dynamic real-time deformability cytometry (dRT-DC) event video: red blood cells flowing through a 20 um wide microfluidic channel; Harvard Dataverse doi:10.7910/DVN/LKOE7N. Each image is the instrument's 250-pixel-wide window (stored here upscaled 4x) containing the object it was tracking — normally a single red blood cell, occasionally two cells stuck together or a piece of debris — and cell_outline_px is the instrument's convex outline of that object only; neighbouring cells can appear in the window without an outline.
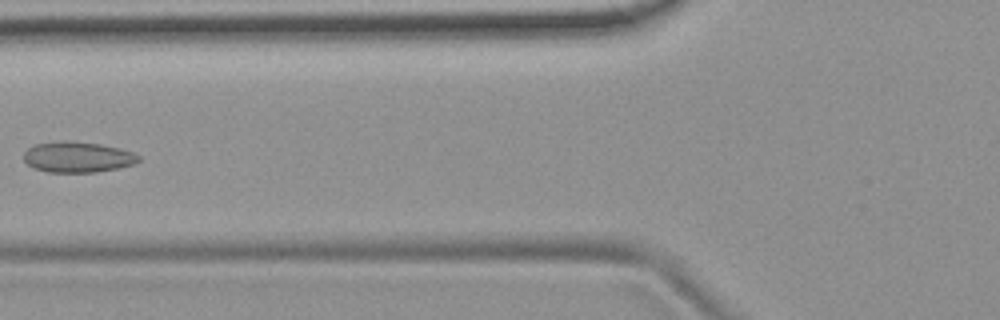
{"species": "common noctule bat (a hibernating species)", "species_latin": "Nyctalus noctula", "temperature_condition": "room temperature", "stored_images_in_passage": 5, "camera_frame_rate_fps": 3000, "um_per_image_px": 0.085, "animal": {"sex": "female", "body_mass_g": 19.9}, "frame": {"image": 1, "passage_image": 4, "time_ms": 3.667, "image_size_px": [1000, 320], "cell_outline_px": [[140, 160], [132, 164], [116, 168], [96, 172], [48, 172], [32, 168], [24, 160], [24, 152], [28, 148], [36, 144], [100, 144], [132, 152], [140, 156]], "centroid_in_image_um": [6.6, 13.41], "position_along_channel_um": 119.2, "area_um2": 19.42}}
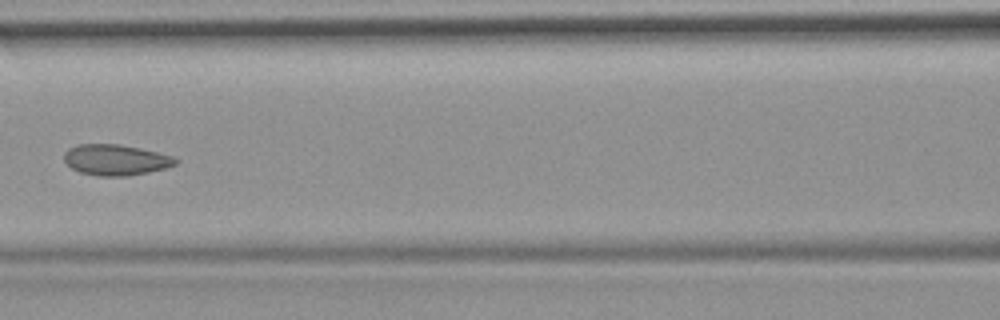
{"frame": {"image": 2, "passage_image": 5, "time_ms": 4.667, "image_size_px": [1000, 320], "cell_outline_px": [[180, 160], [176, 164], [164, 168], [148, 172], [128, 176], [96, 176], [80, 172], [72, 168], [64, 160], [64, 152], [68, 148], [76, 144], [120, 144], [140, 148], [172, 156]], "centroid_in_image_um": [9.81, 13.58], "position_along_channel_um": 156.8, "area_um2": 20.06}}